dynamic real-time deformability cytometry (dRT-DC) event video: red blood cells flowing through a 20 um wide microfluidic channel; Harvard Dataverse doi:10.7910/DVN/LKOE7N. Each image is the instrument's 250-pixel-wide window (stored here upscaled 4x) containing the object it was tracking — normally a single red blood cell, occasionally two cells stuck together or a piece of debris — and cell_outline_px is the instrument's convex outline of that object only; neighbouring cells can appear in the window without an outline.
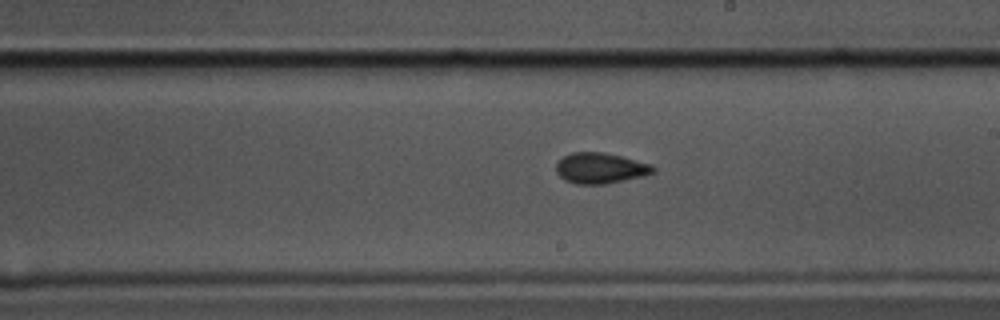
{"species": "common noctule bat (a hibernating species)", "species_latin": "Nyctalus noctula", "temperature_condition": "cold", "stored_images_in_passage": 51, "camera_frame_rate_fps": 3000, "um_per_image_px": 0.085, "animal": {"sex": "male", "body_mass_g": 17.5, "forearm_length_mm": 52.3}, "frame": {"image": 1, "passage_image": 26, "time_ms": 8.333, "image_size_px": [1000, 320], "cell_outline_px": [[656, 172], [644, 176], [604, 184], [576, 184], [564, 180], [556, 172], [556, 164], [564, 156], [572, 152], [604, 152], [652, 164], [656, 168]], "centroid_in_image_um": [51.05, 14.29], "position_along_channel_um": 238.0, "area_um2": 17.4}}
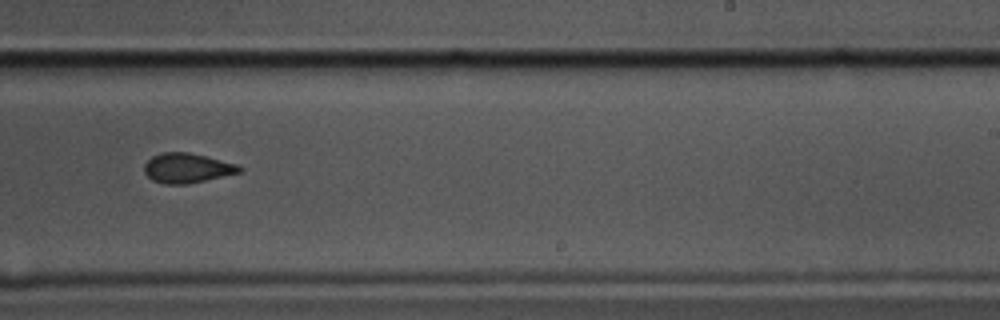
{"frame": {"image": 2, "passage_image": 29, "time_ms": 9.333, "image_size_px": [1000, 320], "cell_outline_px": [[244, 172], [188, 184], [164, 184], [152, 180], [144, 172], [144, 164], [152, 156], [160, 152], [188, 152], [236, 164], [244, 168]], "centroid_in_image_um": [15.91, 14.29], "position_along_channel_um": 273.1, "area_um2": 16.59}}
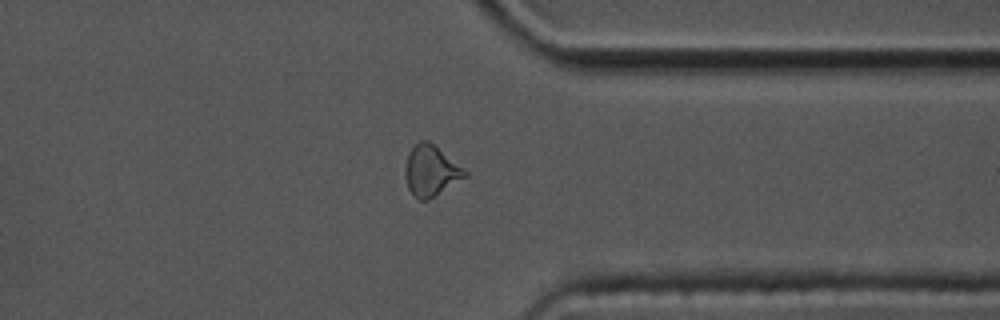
{"frame": {"image": 3, "passage_image": 38, "time_ms": 12.333, "image_size_px": [1000, 320], "cell_outline_px": [[468, 176], [436, 196], [428, 200], [420, 200], [412, 196], [408, 188], [404, 176], [404, 168], [408, 152], [420, 140], [428, 140], [464, 168], [468, 172]], "centroid_in_image_um": [36.61, 14.54], "position_along_channel_um": 374.8, "area_um2": 17.92}, "authors_computed_cell_mechanics": {"area_um2": 17.3978, "velocity_mm_per_s": 3.5072, "shape_relaxation_time_tau1_ms": 3.3681, "shape_relaxation_time_tau2_ms": 3.0371, "deformation_change_tau1": 0.0981, "deformation_change_tau2": 0.0946}}